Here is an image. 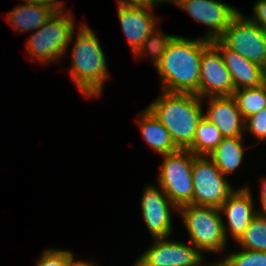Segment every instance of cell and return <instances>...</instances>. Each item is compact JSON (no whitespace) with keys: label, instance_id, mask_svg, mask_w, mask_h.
<instances>
[{"label":"cell","instance_id":"6da1fadb","mask_svg":"<svg viewBox=\"0 0 266 266\" xmlns=\"http://www.w3.org/2000/svg\"><path fill=\"white\" fill-rule=\"evenodd\" d=\"M209 43L210 40L203 37L196 40L181 36L172 38L155 66L162 91L198 96L200 59L203 49Z\"/></svg>","mask_w":266,"mask_h":266},{"label":"cell","instance_id":"7a4b0ae2","mask_svg":"<svg viewBox=\"0 0 266 266\" xmlns=\"http://www.w3.org/2000/svg\"><path fill=\"white\" fill-rule=\"evenodd\" d=\"M77 32L76 39L74 29L69 40V45L72 41L74 45L71 51V79L83 95L100 96L110 75L106 57L92 28L82 23Z\"/></svg>","mask_w":266,"mask_h":266},{"label":"cell","instance_id":"3957f363","mask_svg":"<svg viewBox=\"0 0 266 266\" xmlns=\"http://www.w3.org/2000/svg\"><path fill=\"white\" fill-rule=\"evenodd\" d=\"M203 106V100L195 94L163 91L147 108L169 131L174 144L188 149L204 117Z\"/></svg>","mask_w":266,"mask_h":266},{"label":"cell","instance_id":"277c9868","mask_svg":"<svg viewBox=\"0 0 266 266\" xmlns=\"http://www.w3.org/2000/svg\"><path fill=\"white\" fill-rule=\"evenodd\" d=\"M75 23L72 13L64 10L54 12L45 24L28 37L26 47L31 59L45 65L62 59L69 47Z\"/></svg>","mask_w":266,"mask_h":266},{"label":"cell","instance_id":"5b68a950","mask_svg":"<svg viewBox=\"0 0 266 266\" xmlns=\"http://www.w3.org/2000/svg\"><path fill=\"white\" fill-rule=\"evenodd\" d=\"M191 243L202 253L223 252L227 240L220 210L213 207L184 205L177 209Z\"/></svg>","mask_w":266,"mask_h":266},{"label":"cell","instance_id":"8992f818","mask_svg":"<svg viewBox=\"0 0 266 266\" xmlns=\"http://www.w3.org/2000/svg\"><path fill=\"white\" fill-rule=\"evenodd\" d=\"M162 156L158 185L177 209L192 204V167L196 155L188 149H178Z\"/></svg>","mask_w":266,"mask_h":266},{"label":"cell","instance_id":"52a82bcc","mask_svg":"<svg viewBox=\"0 0 266 266\" xmlns=\"http://www.w3.org/2000/svg\"><path fill=\"white\" fill-rule=\"evenodd\" d=\"M192 178V205L219 209L236 190L209 156L194 158Z\"/></svg>","mask_w":266,"mask_h":266},{"label":"cell","instance_id":"ba28073f","mask_svg":"<svg viewBox=\"0 0 266 266\" xmlns=\"http://www.w3.org/2000/svg\"><path fill=\"white\" fill-rule=\"evenodd\" d=\"M228 48L263 67L266 60V32L239 12L219 38Z\"/></svg>","mask_w":266,"mask_h":266},{"label":"cell","instance_id":"9c48e42d","mask_svg":"<svg viewBox=\"0 0 266 266\" xmlns=\"http://www.w3.org/2000/svg\"><path fill=\"white\" fill-rule=\"evenodd\" d=\"M169 238H153V244L135 260L133 266H201L205 261L203 253L192 243Z\"/></svg>","mask_w":266,"mask_h":266},{"label":"cell","instance_id":"30bf717a","mask_svg":"<svg viewBox=\"0 0 266 266\" xmlns=\"http://www.w3.org/2000/svg\"><path fill=\"white\" fill-rule=\"evenodd\" d=\"M187 12L193 20L207 26L204 39H219L240 12L234 6L218 0H179L175 5Z\"/></svg>","mask_w":266,"mask_h":266},{"label":"cell","instance_id":"8fae6325","mask_svg":"<svg viewBox=\"0 0 266 266\" xmlns=\"http://www.w3.org/2000/svg\"><path fill=\"white\" fill-rule=\"evenodd\" d=\"M234 85L219 50L210 42L202 51L198 96H233Z\"/></svg>","mask_w":266,"mask_h":266},{"label":"cell","instance_id":"7c38bea8","mask_svg":"<svg viewBox=\"0 0 266 266\" xmlns=\"http://www.w3.org/2000/svg\"><path fill=\"white\" fill-rule=\"evenodd\" d=\"M140 202L142 218L152 238L170 237L173 231L171 208L177 211V207L163 189L152 184L145 186Z\"/></svg>","mask_w":266,"mask_h":266},{"label":"cell","instance_id":"4fadbf2b","mask_svg":"<svg viewBox=\"0 0 266 266\" xmlns=\"http://www.w3.org/2000/svg\"><path fill=\"white\" fill-rule=\"evenodd\" d=\"M220 213L226 215L228 227L223 220L224 234L228 233L237 242L249 227L252 219L258 214L254 207L253 195L248 186L235 190L219 207Z\"/></svg>","mask_w":266,"mask_h":266},{"label":"cell","instance_id":"5bb4252c","mask_svg":"<svg viewBox=\"0 0 266 266\" xmlns=\"http://www.w3.org/2000/svg\"><path fill=\"white\" fill-rule=\"evenodd\" d=\"M208 106L204 117L214 124L223 138L243 137L245 119L233 96L207 97Z\"/></svg>","mask_w":266,"mask_h":266},{"label":"cell","instance_id":"9a60e30c","mask_svg":"<svg viewBox=\"0 0 266 266\" xmlns=\"http://www.w3.org/2000/svg\"><path fill=\"white\" fill-rule=\"evenodd\" d=\"M118 17L132 52L135 53L156 27L155 7L118 5Z\"/></svg>","mask_w":266,"mask_h":266},{"label":"cell","instance_id":"2e32d148","mask_svg":"<svg viewBox=\"0 0 266 266\" xmlns=\"http://www.w3.org/2000/svg\"><path fill=\"white\" fill-rule=\"evenodd\" d=\"M210 42L222 55L224 64L230 72L235 91L243 88H256L265 83V76L260 65L231 50L220 39H213Z\"/></svg>","mask_w":266,"mask_h":266},{"label":"cell","instance_id":"e0dca14e","mask_svg":"<svg viewBox=\"0 0 266 266\" xmlns=\"http://www.w3.org/2000/svg\"><path fill=\"white\" fill-rule=\"evenodd\" d=\"M138 118L142 137L157 153L166 155L177 151L169 131L161 124L154 114L146 107Z\"/></svg>","mask_w":266,"mask_h":266},{"label":"cell","instance_id":"ac0fdd59","mask_svg":"<svg viewBox=\"0 0 266 266\" xmlns=\"http://www.w3.org/2000/svg\"><path fill=\"white\" fill-rule=\"evenodd\" d=\"M6 16L7 22L20 32H32L39 29L55 12L45 6L24 3L16 5Z\"/></svg>","mask_w":266,"mask_h":266},{"label":"cell","instance_id":"d6986e66","mask_svg":"<svg viewBox=\"0 0 266 266\" xmlns=\"http://www.w3.org/2000/svg\"><path fill=\"white\" fill-rule=\"evenodd\" d=\"M243 140V137L223 138L209 156L224 176L235 172L241 165L246 148Z\"/></svg>","mask_w":266,"mask_h":266},{"label":"cell","instance_id":"ffe728a7","mask_svg":"<svg viewBox=\"0 0 266 266\" xmlns=\"http://www.w3.org/2000/svg\"><path fill=\"white\" fill-rule=\"evenodd\" d=\"M222 139L218 128L203 117L196 126L193 143L188 150L196 156H210Z\"/></svg>","mask_w":266,"mask_h":266},{"label":"cell","instance_id":"44dd1931","mask_svg":"<svg viewBox=\"0 0 266 266\" xmlns=\"http://www.w3.org/2000/svg\"><path fill=\"white\" fill-rule=\"evenodd\" d=\"M238 108L244 119L266 108V83L256 88H243L234 91Z\"/></svg>","mask_w":266,"mask_h":266},{"label":"cell","instance_id":"7402d4cb","mask_svg":"<svg viewBox=\"0 0 266 266\" xmlns=\"http://www.w3.org/2000/svg\"><path fill=\"white\" fill-rule=\"evenodd\" d=\"M237 243L241 249L266 252V215L258 213Z\"/></svg>","mask_w":266,"mask_h":266},{"label":"cell","instance_id":"603a6c76","mask_svg":"<svg viewBox=\"0 0 266 266\" xmlns=\"http://www.w3.org/2000/svg\"><path fill=\"white\" fill-rule=\"evenodd\" d=\"M160 30L161 28L157 29V27H155L153 31L143 41L140 48L134 53L136 58L138 56L142 57L143 54L146 53L150 55L154 67L161 60L168 43L175 36L171 34L166 35Z\"/></svg>","mask_w":266,"mask_h":266},{"label":"cell","instance_id":"cb8c5ba5","mask_svg":"<svg viewBox=\"0 0 266 266\" xmlns=\"http://www.w3.org/2000/svg\"><path fill=\"white\" fill-rule=\"evenodd\" d=\"M229 266H266V252L242 249L224 258Z\"/></svg>","mask_w":266,"mask_h":266},{"label":"cell","instance_id":"d4e9b609","mask_svg":"<svg viewBox=\"0 0 266 266\" xmlns=\"http://www.w3.org/2000/svg\"><path fill=\"white\" fill-rule=\"evenodd\" d=\"M245 132L251 133L260 142L266 140V108L245 119Z\"/></svg>","mask_w":266,"mask_h":266},{"label":"cell","instance_id":"484cf974","mask_svg":"<svg viewBox=\"0 0 266 266\" xmlns=\"http://www.w3.org/2000/svg\"><path fill=\"white\" fill-rule=\"evenodd\" d=\"M36 266H68V250L45 249Z\"/></svg>","mask_w":266,"mask_h":266},{"label":"cell","instance_id":"4316f807","mask_svg":"<svg viewBox=\"0 0 266 266\" xmlns=\"http://www.w3.org/2000/svg\"><path fill=\"white\" fill-rule=\"evenodd\" d=\"M253 17L249 18L266 32V0H257L253 5Z\"/></svg>","mask_w":266,"mask_h":266},{"label":"cell","instance_id":"83f0119b","mask_svg":"<svg viewBox=\"0 0 266 266\" xmlns=\"http://www.w3.org/2000/svg\"><path fill=\"white\" fill-rule=\"evenodd\" d=\"M25 3H29V4H36V5H41V6H45L47 8H51L53 9L55 12L56 11H61V10H65V5L64 2L60 1V0H24Z\"/></svg>","mask_w":266,"mask_h":266},{"label":"cell","instance_id":"f1b7e54d","mask_svg":"<svg viewBox=\"0 0 266 266\" xmlns=\"http://www.w3.org/2000/svg\"><path fill=\"white\" fill-rule=\"evenodd\" d=\"M118 5L123 6H149L155 7L151 0H117Z\"/></svg>","mask_w":266,"mask_h":266},{"label":"cell","instance_id":"f546056e","mask_svg":"<svg viewBox=\"0 0 266 266\" xmlns=\"http://www.w3.org/2000/svg\"><path fill=\"white\" fill-rule=\"evenodd\" d=\"M260 201L262 203L261 212L258 211L259 214L266 215V177L262 179L261 183V191H260Z\"/></svg>","mask_w":266,"mask_h":266},{"label":"cell","instance_id":"4dcf8cb0","mask_svg":"<svg viewBox=\"0 0 266 266\" xmlns=\"http://www.w3.org/2000/svg\"><path fill=\"white\" fill-rule=\"evenodd\" d=\"M68 266H95L91 262H84L80 260H75V257L73 256V253L68 250ZM97 266V265H96Z\"/></svg>","mask_w":266,"mask_h":266},{"label":"cell","instance_id":"1f68e13d","mask_svg":"<svg viewBox=\"0 0 266 266\" xmlns=\"http://www.w3.org/2000/svg\"><path fill=\"white\" fill-rule=\"evenodd\" d=\"M179 0H151V3L154 6H159V4L163 3V2H171L172 4L176 5L178 3Z\"/></svg>","mask_w":266,"mask_h":266},{"label":"cell","instance_id":"d6a6232c","mask_svg":"<svg viewBox=\"0 0 266 266\" xmlns=\"http://www.w3.org/2000/svg\"><path fill=\"white\" fill-rule=\"evenodd\" d=\"M204 263L202 262V264H201V266H207V265H203ZM209 266H229L228 264H227V262L223 259L222 261H219V262H217V263H215V264H211V265H209Z\"/></svg>","mask_w":266,"mask_h":266},{"label":"cell","instance_id":"836d02e7","mask_svg":"<svg viewBox=\"0 0 266 266\" xmlns=\"http://www.w3.org/2000/svg\"><path fill=\"white\" fill-rule=\"evenodd\" d=\"M262 69H263L264 76L266 77V60H265V63L263 65Z\"/></svg>","mask_w":266,"mask_h":266}]
</instances>
